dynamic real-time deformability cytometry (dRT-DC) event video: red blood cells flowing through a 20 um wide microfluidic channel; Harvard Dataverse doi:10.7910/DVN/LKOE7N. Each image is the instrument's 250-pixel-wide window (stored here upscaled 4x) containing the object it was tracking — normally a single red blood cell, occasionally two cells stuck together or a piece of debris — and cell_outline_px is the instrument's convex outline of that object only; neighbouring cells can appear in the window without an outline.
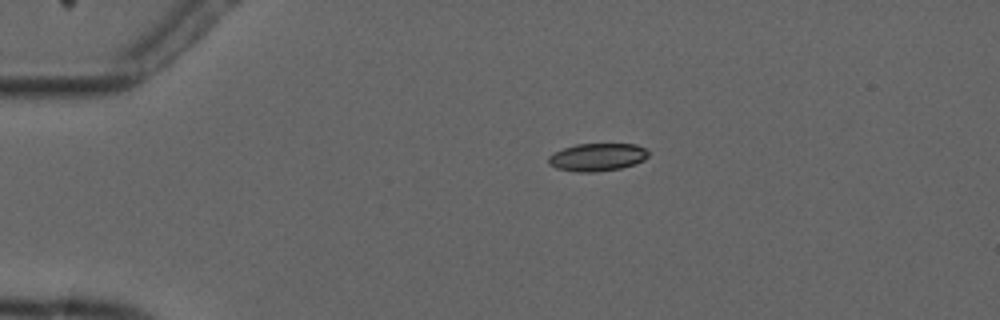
{"species": "common noctule bat (a hibernating species)", "species_latin": "Nyctalus noctula", "temperature_condition": "cold", "stored_images_in_passage": 5, "camera_frame_rate_fps": 3000, "um_per_image_px": 0.085, "animal": {"sex": "male", "forearm_length_mm": 52.5}, "frame": {"image": 1, "passage_image": 1, "time_ms": 0.0, "image_size_px": [1000, 320], "cell_outline_px": [[648, 156], [644, 160], [620, 168], [596, 172], [576, 172], [556, 168], [548, 164], [548, 156], [564, 148], [576, 144], [636, 144], [644, 148], [648, 152]], "centroid_in_image_um": [50.75, 13.36], "position_along_channel_um": 34.3, "area_um2": 16.07}}
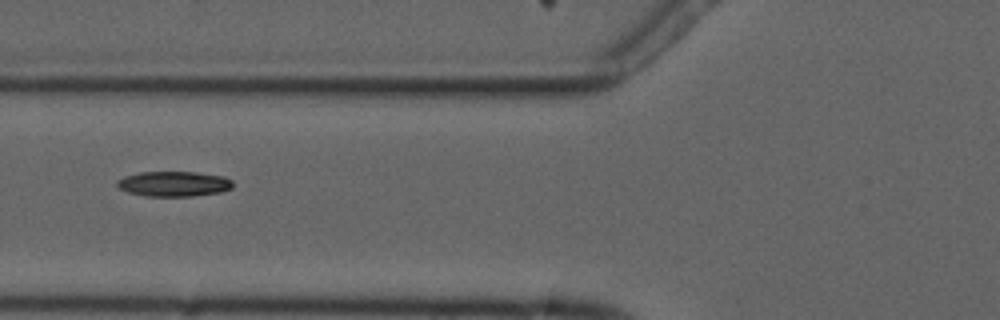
{"frame": {"image": 2, "passage_image": 4, "time_ms": 3.333, "image_size_px": [1000, 320], "cell_outline_px": [[232, 188], [220, 192], [192, 196], [144, 196], [128, 192], [120, 188], [116, 184], [116, 180], [124, 176], [140, 172], [196, 172], [224, 176], [232, 180]], "centroid_in_image_um": [14.76, 15.62], "position_along_channel_um": 111.0, "area_um2": 16.99}}
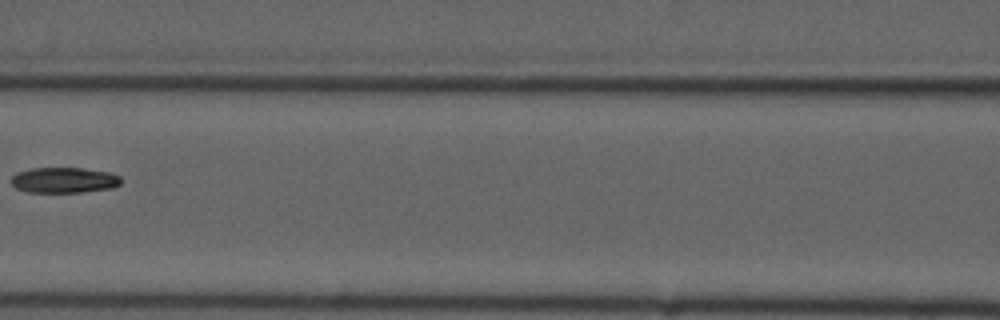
{"frame": {"image": 3, "passage_image": 5, "time_ms": 4.667, "image_size_px": [1000, 320], "cell_outline_px": [[120, 184], [112, 188], [80, 192], [28, 192], [16, 188], [12, 184], [12, 176], [16, 172], [32, 168], [84, 168], [108, 172], [120, 176]], "centroid_in_image_um": [5.43, 15.3], "position_along_channel_um": 161.2, "area_um2": 16.3}}